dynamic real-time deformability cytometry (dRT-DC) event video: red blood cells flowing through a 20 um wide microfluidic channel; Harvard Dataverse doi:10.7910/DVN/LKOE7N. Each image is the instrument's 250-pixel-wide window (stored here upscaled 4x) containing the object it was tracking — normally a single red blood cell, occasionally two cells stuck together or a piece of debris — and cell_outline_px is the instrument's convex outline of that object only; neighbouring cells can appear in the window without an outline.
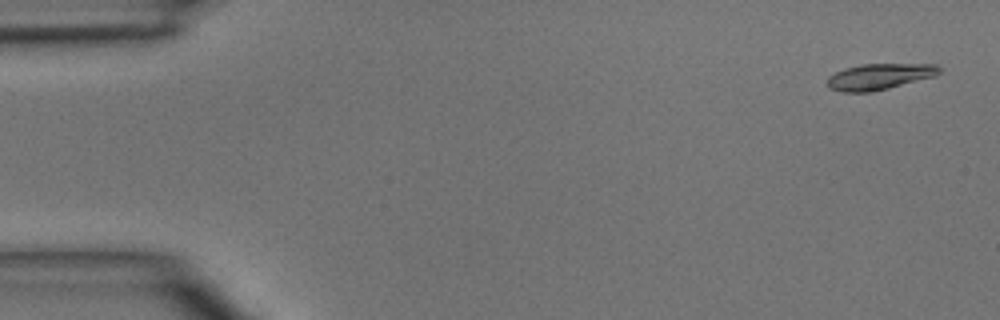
{"species": "common noctule bat (a hibernating species)", "species_latin": "Nyctalus noctula", "temperature_condition": "room temperature", "stored_images_in_passage": 4, "camera_frame_rate_fps": 3000, "um_per_image_px": 0.085, "animal": {"sex": "male", "body_mass_g": 15.6}, "frame": {"image": 1, "passage_image": 1, "time_ms": 0.0, "image_size_px": [1000, 320], "cell_outline_px": [[940, 72], [932, 76], [888, 88], [872, 92], [840, 92], [828, 88], [828, 76], [844, 68], [860, 64], [936, 64], [940, 68]], "centroid_in_image_um": [74.68, 6.51], "position_along_channel_um": 10.3, "area_um2": 16.82}}